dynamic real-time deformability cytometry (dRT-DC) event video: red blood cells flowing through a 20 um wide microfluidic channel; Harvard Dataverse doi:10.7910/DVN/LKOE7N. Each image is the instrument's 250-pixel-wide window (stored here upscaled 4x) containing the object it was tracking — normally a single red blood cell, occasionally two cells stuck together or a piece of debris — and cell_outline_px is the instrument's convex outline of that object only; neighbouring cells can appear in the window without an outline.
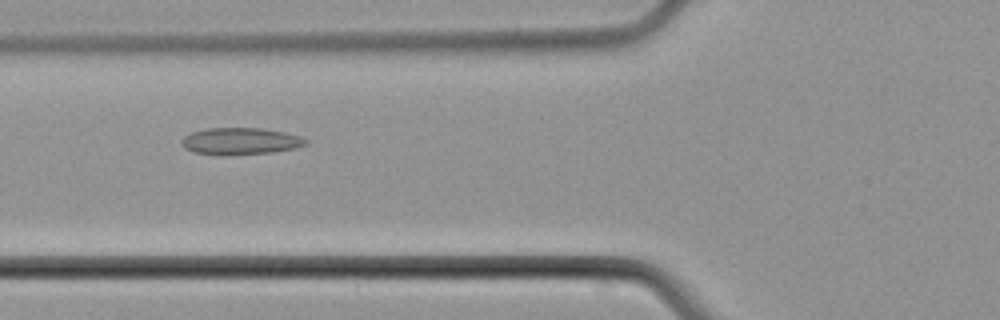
{"species": "common noctule bat (a hibernating species)", "species_latin": "Nyctalus noctula", "temperature_condition": "cold", "stored_images_in_passage": 41, "camera_frame_rate_fps": 3000, "um_per_image_px": 0.085, "animal": {"sex": "male", "body_mass_g": 21.5, "forearm_length_mm": 52.0}, "frame": {"image": 1, "passage_image": 14, "time_ms": 4.333, "image_size_px": [1000, 320], "cell_outline_px": [[308, 144], [296, 148], [272, 152], [192, 152], [184, 148], [180, 144], [180, 140], [184, 136], [192, 132], [208, 128], [264, 128], [284, 132], [300, 136], [308, 140]], "centroid_in_image_um": [20.47, 11.94], "position_along_channel_um": 105.3, "area_um2": 18.61}}
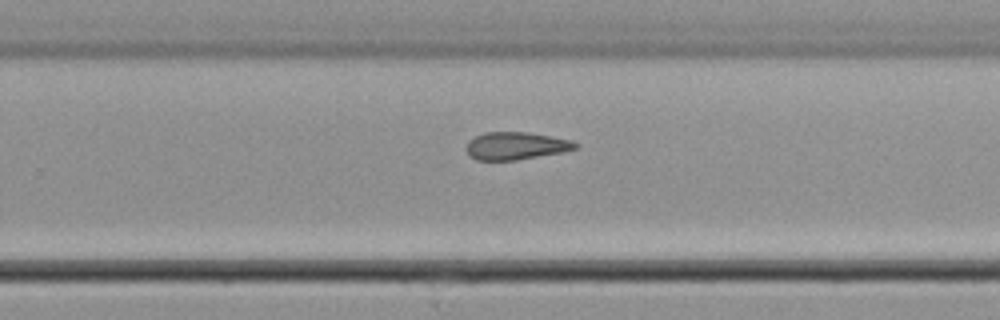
{"frame": {"image": 2, "passage_image": 27, "time_ms": 8.667, "image_size_px": [1000, 320], "cell_outline_px": [[580, 148], [564, 152], [516, 160], [476, 160], [468, 156], [464, 148], [468, 140], [484, 132], [528, 132], [572, 140], [580, 144]], "centroid_in_image_um": [43.85, 12.4], "position_along_channel_um": 286.0, "area_um2": 17.92}}
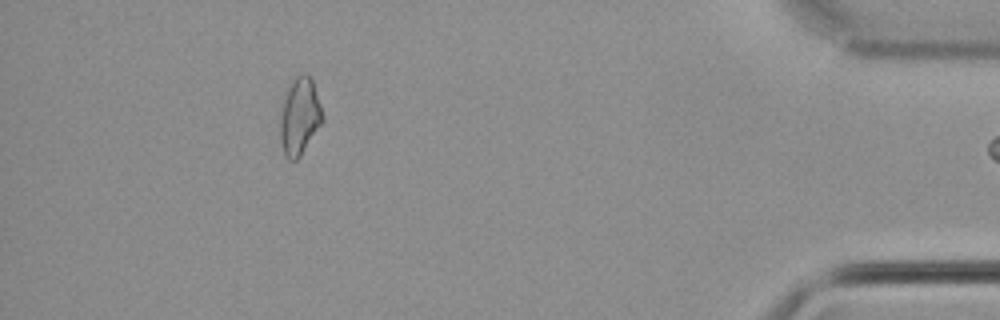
{"frame": {"image": 3, "passage_image": 40, "time_ms": 13.0, "image_size_px": [1000, 320], "cell_outline_px": [[324, 120], [300, 156], [296, 160], [288, 160], [284, 152], [280, 140], [280, 112], [288, 88], [296, 76], [304, 72], [312, 80], [324, 116]], "centroid_in_image_um": [25.47, 9.91], "position_along_channel_um": 409.7, "area_um2": 18.79}}